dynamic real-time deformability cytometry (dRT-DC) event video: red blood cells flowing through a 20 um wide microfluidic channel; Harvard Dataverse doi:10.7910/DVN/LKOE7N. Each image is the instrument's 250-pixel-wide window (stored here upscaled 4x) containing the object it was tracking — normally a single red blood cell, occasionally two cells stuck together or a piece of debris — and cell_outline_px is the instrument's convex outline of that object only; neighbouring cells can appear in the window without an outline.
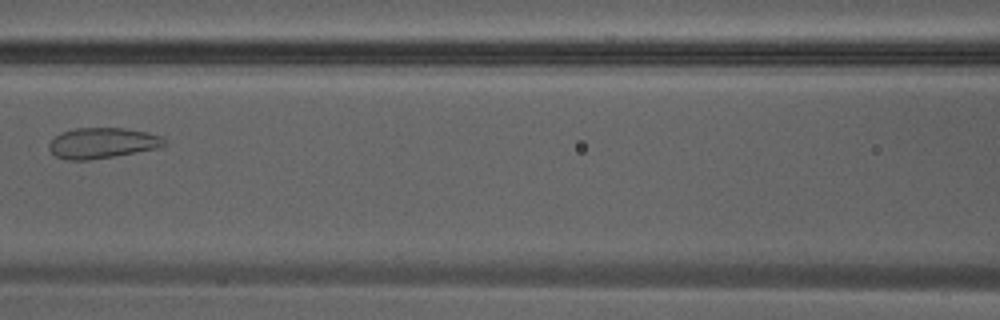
{"species": "Egyptian fruit bat (a non-hibernating species)", "species_latin": "Rousettus aegyptiacus", "temperature_condition": "warm", "stored_images_in_passage": 28, "camera_frame_rate_fps": 3000, "um_per_image_px": 0.085, "animal": {"sex": "male"}, "frame": {"image": 1, "passage_image": 7, "time_ms": 2.0, "image_size_px": [1000, 320], "cell_outline_px": [[168, 144], [160, 148], [88, 160], [68, 160], [56, 156], [48, 148], [48, 144], [60, 132], [76, 128], [124, 128], [148, 132], [160, 136], [168, 140]], "centroid_in_image_um": [8.73, 12.15], "position_along_channel_um": 157.9, "area_um2": 20.63}}
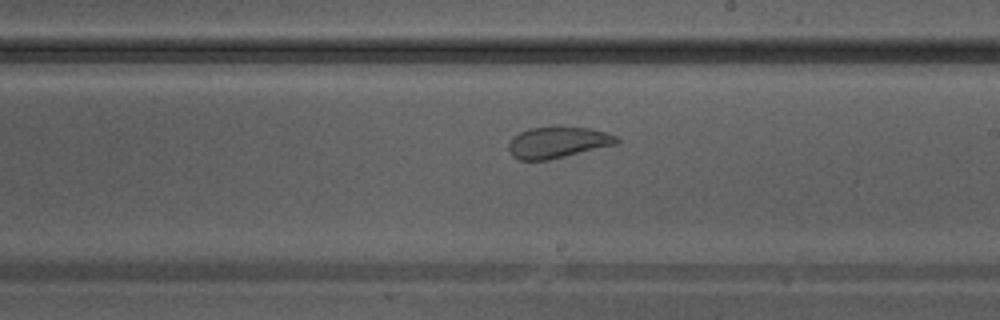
{"frame": {"image": 2, "passage_image": 12, "time_ms": 3.667, "image_size_px": [1000, 320], "cell_outline_px": [[620, 140], [616, 144], [548, 160], [520, 160], [512, 156], [508, 148], [508, 144], [512, 136], [528, 128], [556, 124], [588, 128], [604, 132], [616, 136]], "centroid_in_image_um": [47.35, 12.06], "position_along_channel_um": 241.6, "area_um2": 20.11}}
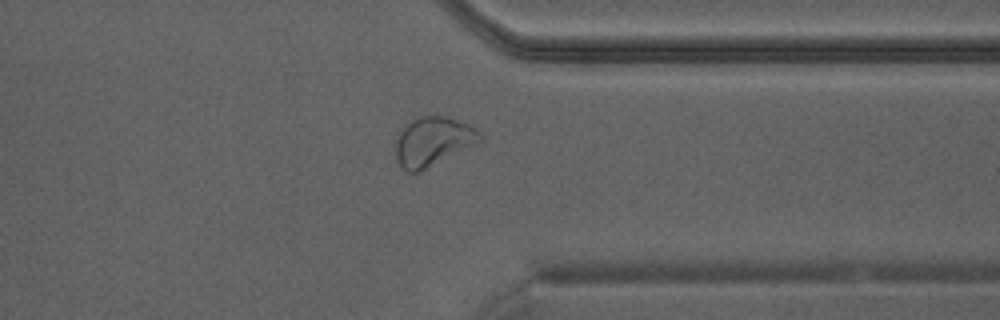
{"frame": {"image": 3, "passage_image": 20, "time_ms": 6.333, "image_size_px": [1000, 320], "cell_outline_px": [[484, 140], [480, 144], [416, 172], [404, 172], [400, 168], [396, 160], [396, 140], [400, 128], [404, 124], [416, 116], [448, 116], [468, 124], [476, 128], [484, 136]], "centroid_in_image_um": [36.82, 12.01], "position_along_channel_um": 374.6, "area_um2": 24.74}}